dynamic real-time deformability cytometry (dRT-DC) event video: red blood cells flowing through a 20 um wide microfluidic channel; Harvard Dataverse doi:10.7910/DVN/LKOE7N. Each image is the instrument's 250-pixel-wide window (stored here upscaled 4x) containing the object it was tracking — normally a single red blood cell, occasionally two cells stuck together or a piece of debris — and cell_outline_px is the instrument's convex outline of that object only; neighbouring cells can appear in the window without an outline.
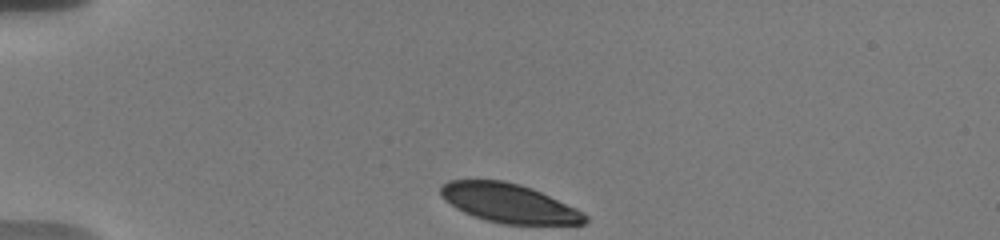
{"species": "human", "species_latin": "Homo sapiens", "temperature_condition": "warm", "stored_images_in_passage": 12, "camera_frame_rate_fps": 3000, "um_per_image_px": 0.085, "donor": {"sex": "male"}, "frame": {"image": 1, "passage_image": 1, "time_ms": 0.0, "image_size_px": [1000, 240], "cell_outline_px": [[588, 220], [584, 224], [504, 224], [488, 220], [464, 212], [456, 208], [444, 200], [440, 196], [440, 184], [448, 180], [504, 180], [520, 184], [532, 188], [576, 208], [584, 212], [588, 216]], "centroid_in_image_um": [43.25, 17.26], "position_along_channel_um": 41.8, "area_um2": 32.77}}
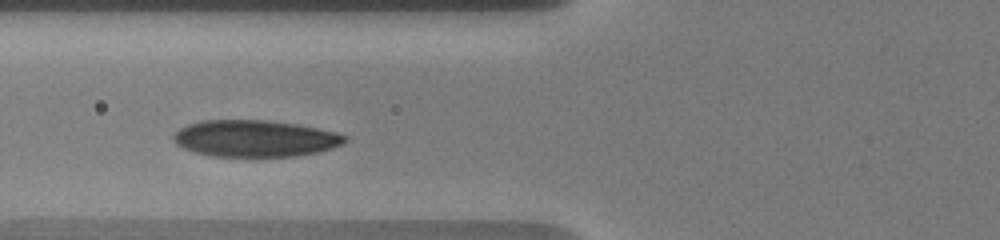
{"frame": {"image": 2, "passage_image": 8, "time_ms": 3.0, "image_size_px": [1000, 240], "cell_outline_px": [[348, 140], [344, 144], [320, 152], [296, 156], [256, 160], [212, 156], [196, 152], [184, 148], [176, 144], [172, 140], [172, 136], [180, 128], [188, 124], [204, 120], [268, 120], [296, 124], [336, 132], [348, 136]], "centroid_in_image_um": [21.7, 11.82], "position_along_channel_um": 104.1, "area_um2": 37.92}}
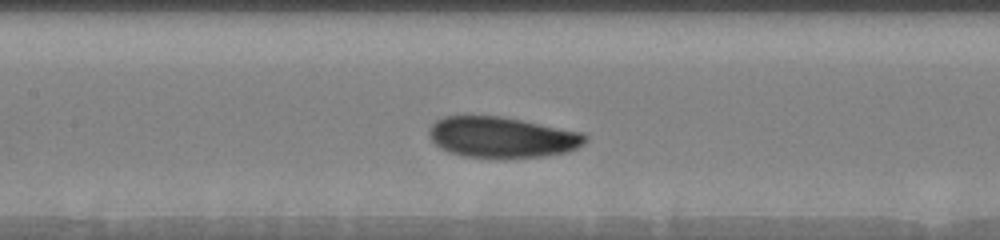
{"frame": {"image": 3, "passage_image": 11, "time_ms": 4.667, "image_size_px": [1000, 240], "cell_outline_px": [[588, 140], [584, 144], [568, 152], [548, 156], [464, 156], [448, 152], [440, 148], [428, 136], [428, 128], [436, 120], [444, 116], [500, 116], [584, 132], [588, 136]], "centroid_in_image_um": [42.68, 11.64], "position_along_channel_um": 164.7, "area_um2": 36.88}}